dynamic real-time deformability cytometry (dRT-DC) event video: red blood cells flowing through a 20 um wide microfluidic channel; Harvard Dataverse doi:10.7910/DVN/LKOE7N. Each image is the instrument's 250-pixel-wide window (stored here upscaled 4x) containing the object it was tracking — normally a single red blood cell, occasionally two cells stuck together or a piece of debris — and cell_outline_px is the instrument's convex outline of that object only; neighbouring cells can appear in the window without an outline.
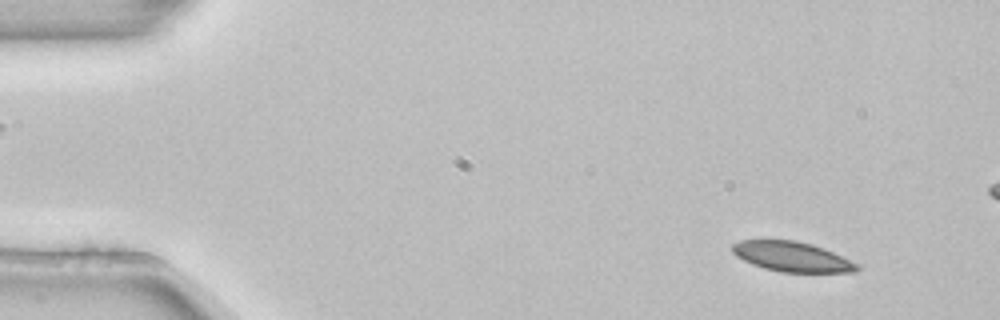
{"species": "common noctule bat (a hibernating species)", "species_latin": "Nyctalus noctula", "temperature_condition": "room temperature", "stored_images_in_passage": 4, "camera_frame_rate_fps": 3000, "um_per_image_px": 0.085, "animal": {"sex": "female", "body_mass_g": 22.7, "forearm_length_mm": 54.2}, "frame": {"image": 1, "passage_image": 1, "time_ms": 0.0, "image_size_px": [1000, 320], "cell_outline_px": [[860, 268], [856, 272], [780, 272], [764, 268], [752, 264], [736, 256], [732, 252], [732, 244], [740, 240], [796, 240], [812, 244], [824, 248], [856, 264]], "centroid_in_image_um": [67.27, 21.81], "position_along_channel_um": 17.7, "area_um2": 21.56}}